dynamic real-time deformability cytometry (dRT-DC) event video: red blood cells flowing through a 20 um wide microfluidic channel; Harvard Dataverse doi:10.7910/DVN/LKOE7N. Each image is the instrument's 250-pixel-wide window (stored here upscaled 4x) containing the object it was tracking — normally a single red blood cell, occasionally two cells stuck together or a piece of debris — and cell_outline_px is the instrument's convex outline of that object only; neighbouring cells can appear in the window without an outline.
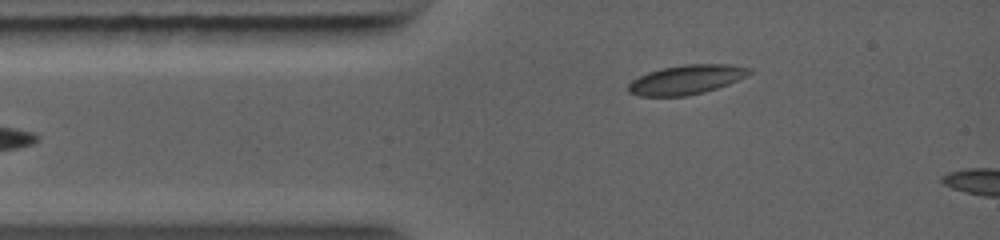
{"species": "common noctule bat (a hibernating species)", "species_latin": "Nyctalus noctula", "temperature_condition": "warm", "stored_images_in_passage": 3, "camera_frame_rate_fps": 5000, "um_per_image_px": 0.085, "animal": {"sex": "female", "body_mass_g": 19.0, "forearm_length_mm": 56.7}, "frame": {"image": 1, "passage_image": 3, "time_ms": 1.6, "image_size_px": [1000, 240], "cell_outline_px": [[752, 72], [748, 76], [728, 84], [704, 92], [688, 96], [640, 96], [628, 92], [628, 84], [632, 80], [648, 72], [660, 68], [684, 64], [732, 64], [752, 68]], "centroid_in_image_um": [58.37, 6.76], "position_along_channel_um": 26.6, "area_um2": 20.87}}